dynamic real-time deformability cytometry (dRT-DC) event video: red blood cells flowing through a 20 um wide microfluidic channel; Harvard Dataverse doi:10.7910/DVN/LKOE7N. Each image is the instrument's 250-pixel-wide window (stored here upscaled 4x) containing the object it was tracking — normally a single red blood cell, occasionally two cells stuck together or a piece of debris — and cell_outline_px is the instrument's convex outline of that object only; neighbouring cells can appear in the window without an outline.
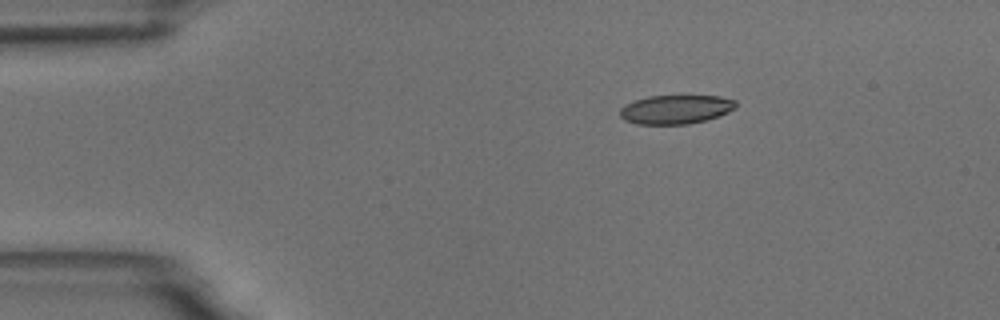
{"species": "common noctule bat (a hibernating species)", "species_latin": "Nyctalus noctula", "temperature_condition": "room temperature", "stored_images_in_passage": 2, "camera_frame_rate_fps": 3000, "um_per_image_px": 0.085, "animal": {"sex": "male", "body_mass_g": 18.8}, "frame": {"image": 1, "passage_image": 1, "time_ms": 0.0, "image_size_px": [1000, 320], "cell_outline_px": [[736, 108], [728, 112], [704, 120], [688, 124], [636, 124], [624, 120], [620, 116], [620, 108], [624, 104], [648, 96], [720, 96], [736, 100]], "centroid_in_image_um": [57.41, 9.29], "position_along_channel_um": 27.6, "area_um2": 19.48}}